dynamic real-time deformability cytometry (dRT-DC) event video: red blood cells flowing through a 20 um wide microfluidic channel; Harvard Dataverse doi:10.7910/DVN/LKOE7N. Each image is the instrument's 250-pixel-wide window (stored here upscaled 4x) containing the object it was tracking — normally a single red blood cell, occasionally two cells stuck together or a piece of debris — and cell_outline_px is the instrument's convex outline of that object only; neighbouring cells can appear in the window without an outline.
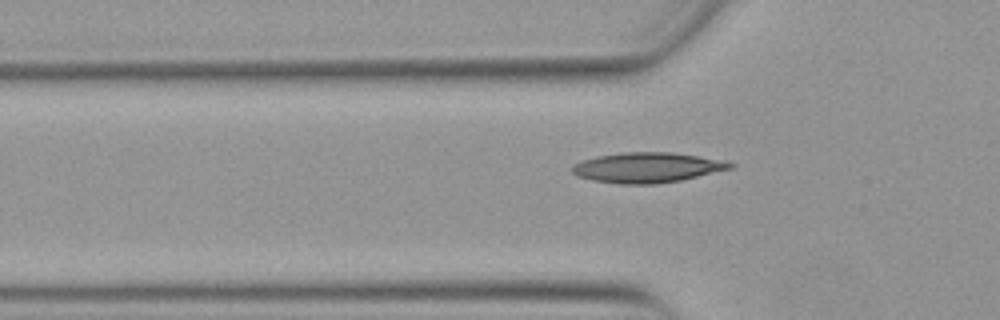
{"species": "Egyptian fruit bat (a non-hibernating species)", "species_latin": "Rousettus aegyptiacus", "temperature_condition": "warm", "stored_images_in_passage": 34, "camera_frame_rate_fps": 3000, "um_per_image_px": 0.085, "animal": {"sex": "female"}, "frame": {"image": 1, "passage_image": 5, "time_ms": 1.333, "image_size_px": [1000, 320], "cell_outline_px": [[736, 164], [732, 168], [680, 180], [656, 184], [620, 184], [592, 180], [576, 176], [572, 172], [572, 164], [580, 160], [596, 156], [624, 152], [672, 152], [728, 160]], "centroid_in_image_um": [55.01, 14.23], "position_along_channel_um": 70.8, "area_um2": 28.03}}
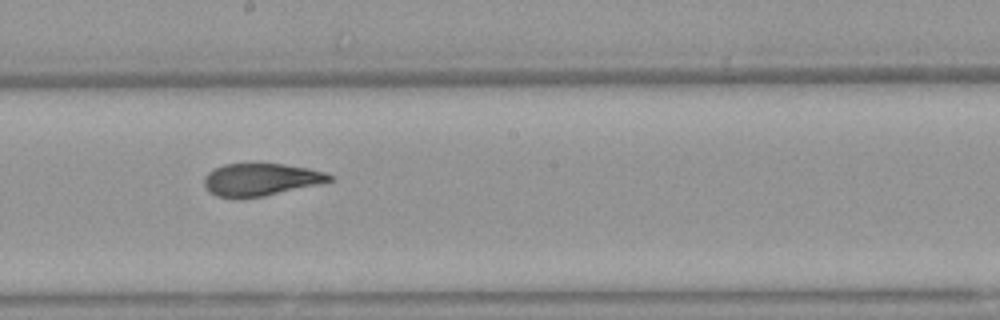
{"frame": {"image": 2, "passage_image": 17, "time_ms": 5.333, "image_size_px": [1000, 320], "cell_outline_px": [[336, 180], [264, 196], [216, 196], [208, 192], [204, 184], [204, 176], [208, 172], [224, 164], [284, 164], [308, 168], [324, 172], [336, 176]], "centroid_in_image_um": [22.21, 15.24], "position_along_channel_um": 226.0, "area_um2": 23.35}}
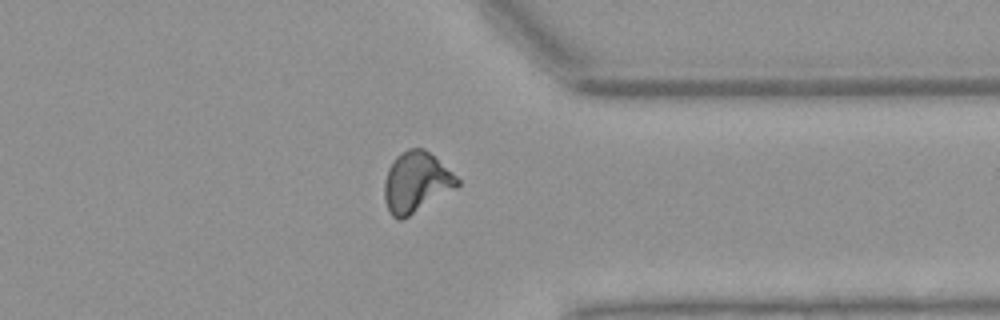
{"frame": {"image": 3, "passage_image": 29, "time_ms": 9.333, "image_size_px": [1000, 320], "cell_outline_px": [[460, 184], [456, 188], [408, 216], [400, 220], [396, 220], [388, 212], [384, 200], [384, 180], [388, 168], [392, 160], [400, 152], [408, 148], [424, 148], [452, 172], [460, 180]], "centroid_in_image_um": [35.34, 15.48], "position_along_channel_um": 376.1, "area_um2": 25.72}}